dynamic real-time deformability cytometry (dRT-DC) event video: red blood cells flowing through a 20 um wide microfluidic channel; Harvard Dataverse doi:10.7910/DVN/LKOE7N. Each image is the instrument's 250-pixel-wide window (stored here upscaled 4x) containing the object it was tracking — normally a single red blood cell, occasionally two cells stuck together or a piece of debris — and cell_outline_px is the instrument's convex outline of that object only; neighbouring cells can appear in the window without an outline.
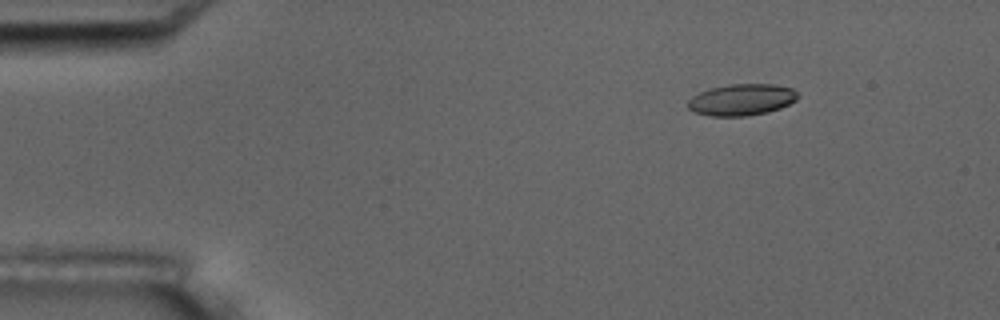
{"species": "common noctule bat (a hibernating species)", "species_latin": "Nyctalus noctula", "temperature_condition": "room temperature", "stored_images_in_passage": 6, "camera_frame_rate_fps": 3000, "um_per_image_px": 0.085, "animal": {"sex": "male", "body_mass_g": 17.5, "forearm_length_mm": 52.3}, "frame": {"image": 1, "passage_image": 3, "time_ms": 2.0, "image_size_px": [1000, 320], "cell_outline_px": [[800, 96], [796, 100], [780, 108], [768, 112], [748, 116], [712, 116], [696, 112], [688, 108], [688, 100], [692, 96], [700, 92], [712, 88], [728, 84], [772, 84], [792, 88]], "centroid_in_image_um": [63.06, 8.47], "position_along_channel_um": 21.9, "area_um2": 20.11}}